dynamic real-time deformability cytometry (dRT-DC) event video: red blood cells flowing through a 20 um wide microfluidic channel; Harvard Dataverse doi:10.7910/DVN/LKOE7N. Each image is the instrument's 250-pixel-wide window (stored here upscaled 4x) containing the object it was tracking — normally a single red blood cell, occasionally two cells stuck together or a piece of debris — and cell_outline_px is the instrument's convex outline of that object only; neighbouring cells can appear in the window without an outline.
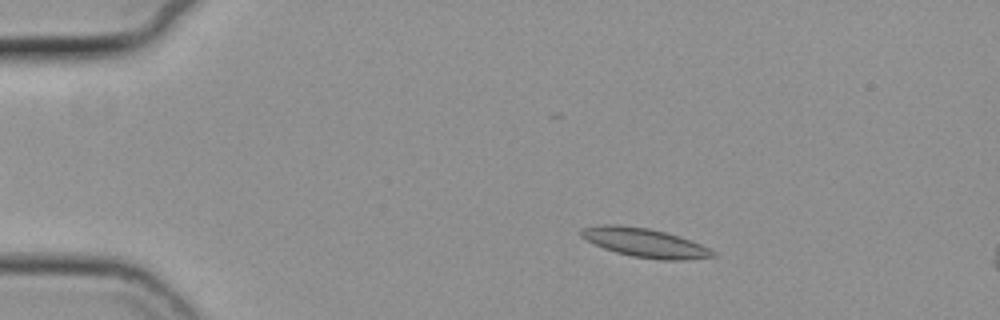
{"species": "common noctule bat (a hibernating species)", "species_latin": "Nyctalus noctula", "temperature_condition": "cold", "stored_images_in_passage": 17, "camera_frame_rate_fps": 3000, "um_per_image_px": 0.085, "animal": {"sex": "female", "body_mass_g": 19.3, "forearm_length_mm": 54.1}, "frame": {"image": 1, "passage_image": 10, "time_ms": 3.0, "image_size_px": [1000, 320], "cell_outline_px": [[716, 256], [684, 260], [660, 260], [632, 256], [616, 252], [592, 244], [580, 236], [580, 228], [604, 224], [616, 224], [648, 228], [680, 236], [700, 244], [716, 252]], "centroid_in_image_um": [54.78, 20.63], "position_along_channel_um": 30.2, "area_um2": 22.25}}